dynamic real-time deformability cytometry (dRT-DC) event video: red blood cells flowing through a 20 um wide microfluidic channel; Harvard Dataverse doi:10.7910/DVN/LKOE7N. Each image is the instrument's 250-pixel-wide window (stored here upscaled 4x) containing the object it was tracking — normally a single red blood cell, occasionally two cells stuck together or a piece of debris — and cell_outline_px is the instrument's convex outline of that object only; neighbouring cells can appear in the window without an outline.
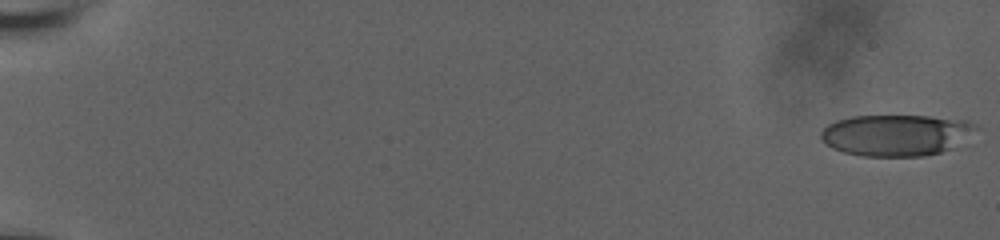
{"species": "human", "species_latin": "Homo sapiens", "temperature_condition": "room temperature", "stored_images_in_passage": 20, "camera_frame_rate_fps": 3000, "um_per_image_px": 0.085, "donor": {"sex": "male"}, "frame": {"image": 1, "passage_image": 1, "time_ms": 0.0, "image_size_px": [1000, 240], "cell_outline_px": [[980, 128], [952, 148], [940, 152], [924, 156], [864, 156], [844, 152], [832, 148], [824, 144], [820, 140], [820, 132], [828, 124], [836, 120], [852, 116], [928, 116], [968, 120], [976, 124]], "centroid_in_image_um": [76.16, 11.48], "position_along_channel_um": 8.8, "area_um2": 37.57}}
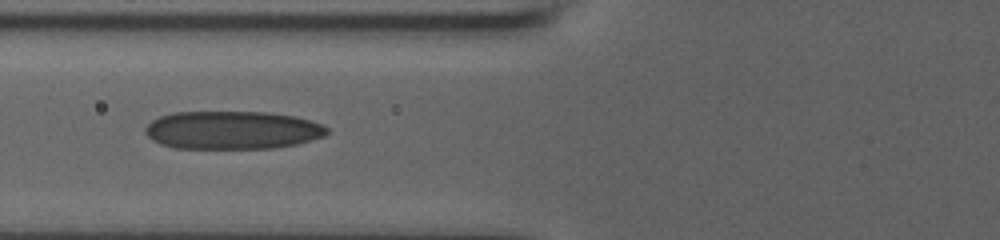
{"frame": {"image": 2, "passage_image": 15, "time_ms": 4.667, "image_size_px": [1000, 240], "cell_outline_px": [[328, 132], [324, 136], [296, 144], [272, 148], [176, 148], [160, 144], [152, 140], [144, 132], [144, 128], [152, 120], [160, 116], [176, 112], [268, 112], [296, 116], [320, 124], [328, 128]], "centroid_in_image_um": [19.72, 11.05], "position_along_channel_um": 106.1, "area_um2": 40.34}}
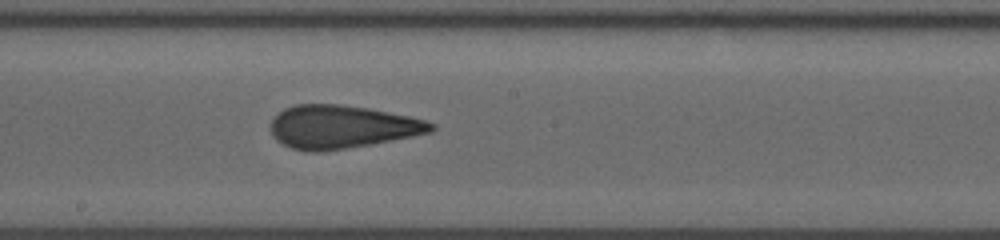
{"frame": {"image": 3, "passage_image": 20, "time_ms": 6.333, "image_size_px": [1000, 240], "cell_outline_px": [[436, 128], [432, 132], [412, 136], [368, 144], [344, 148], [316, 152], [308, 152], [292, 148], [276, 140], [272, 136], [268, 128], [272, 120], [284, 108], [296, 104], [340, 104], [368, 108], [408, 116], [424, 120], [436, 124]], "centroid_in_image_um": [29.01, 10.77], "position_along_channel_um": 219.2, "area_um2": 40.11}}